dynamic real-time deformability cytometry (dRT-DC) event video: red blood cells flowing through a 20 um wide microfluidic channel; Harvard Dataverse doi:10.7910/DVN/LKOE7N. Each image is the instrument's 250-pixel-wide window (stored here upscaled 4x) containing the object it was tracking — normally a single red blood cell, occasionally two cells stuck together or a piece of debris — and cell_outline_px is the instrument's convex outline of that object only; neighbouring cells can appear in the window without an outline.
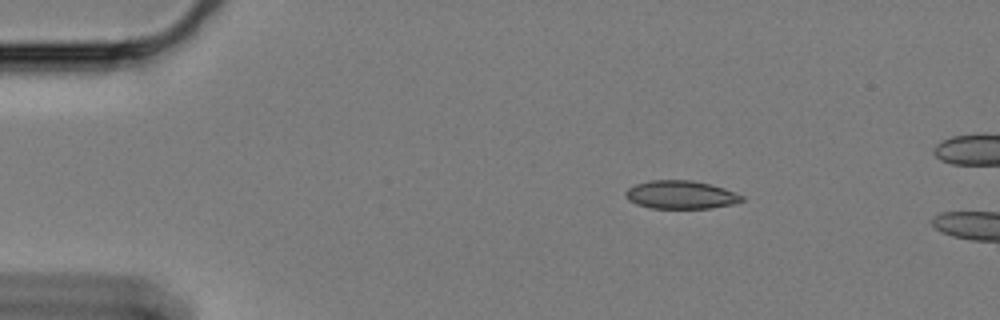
{"species": "Egyptian fruit bat (a non-hibernating species)", "species_latin": "Rousettus aegyptiacus", "temperature_condition": "cold", "stored_images_in_passage": 5, "camera_frame_rate_fps": 3000, "um_per_image_px": 0.085, "animal": {"sex": "female"}, "frame": {"image": 1, "passage_image": 1, "time_ms": 0.0, "image_size_px": [1000, 320], "cell_outline_px": [[744, 200], [732, 204], [712, 208], [652, 208], [636, 204], [628, 200], [624, 196], [624, 192], [628, 188], [636, 184], [648, 180], [692, 180], [724, 188], [744, 196]], "centroid_in_image_um": [57.83, 16.55], "position_along_channel_um": 27.2, "area_um2": 19.13}}